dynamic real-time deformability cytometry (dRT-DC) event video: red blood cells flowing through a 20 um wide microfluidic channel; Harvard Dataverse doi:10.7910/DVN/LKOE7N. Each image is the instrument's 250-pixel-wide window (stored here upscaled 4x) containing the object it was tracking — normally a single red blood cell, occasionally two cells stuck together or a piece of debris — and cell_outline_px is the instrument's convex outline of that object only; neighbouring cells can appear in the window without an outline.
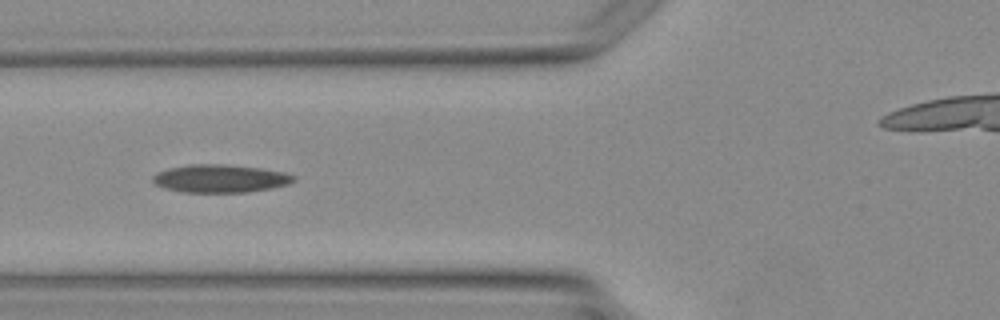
{"species": "Egyptian fruit bat (a non-hibernating species)", "species_latin": "Rousettus aegyptiacus", "temperature_condition": "warm", "stored_images_in_passage": 3, "camera_frame_rate_fps": 3000, "um_per_image_px": 0.085, "animal": {"sex": "female"}, "frame": {"image": 1, "passage_image": 3, "time_ms": 2.333, "image_size_px": [1000, 320], "cell_outline_px": [[296, 180], [288, 184], [272, 188], [248, 192], [184, 192], [164, 188], [156, 184], [152, 180], [152, 176], [160, 172], [172, 168], [192, 164], [224, 164], [260, 168], [284, 172], [296, 176]], "centroid_in_image_um": [18.77, 15.18], "position_along_channel_um": 107.0, "area_um2": 22.77}}